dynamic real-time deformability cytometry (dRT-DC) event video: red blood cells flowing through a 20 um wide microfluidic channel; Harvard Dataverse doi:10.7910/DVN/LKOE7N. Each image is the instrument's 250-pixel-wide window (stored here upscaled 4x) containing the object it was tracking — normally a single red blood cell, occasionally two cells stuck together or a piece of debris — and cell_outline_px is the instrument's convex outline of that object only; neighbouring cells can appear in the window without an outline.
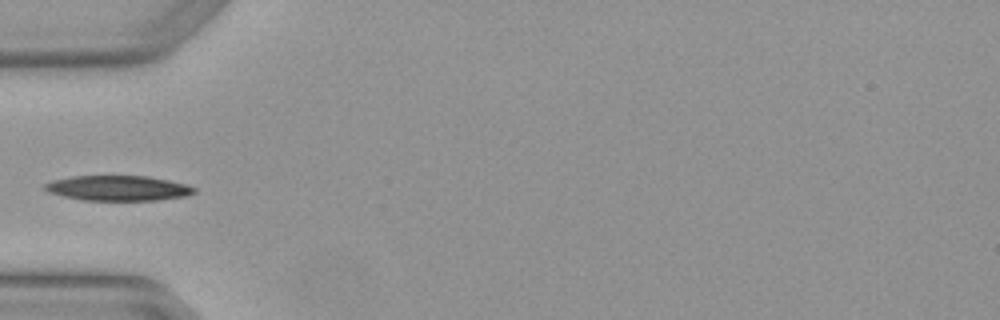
{"species": "Egyptian fruit bat (a non-hibernating species)", "species_latin": "Rousettus aegyptiacus", "temperature_condition": "warm", "stored_images_in_passage": 5, "camera_frame_rate_fps": 3000, "um_per_image_px": 0.085, "animal": {"sex": "female"}, "frame": {"image": 1, "passage_image": 4, "time_ms": 1.0, "image_size_px": [1000, 320], "cell_outline_px": [[196, 192], [188, 196], [156, 200], [80, 200], [48, 192], [44, 188], [44, 184], [52, 180], [72, 176], [148, 176], [168, 180], [184, 184], [196, 188]], "centroid_in_image_um": [10.03, 15.99], "position_along_channel_um": 75.0, "area_um2": 21.85}}
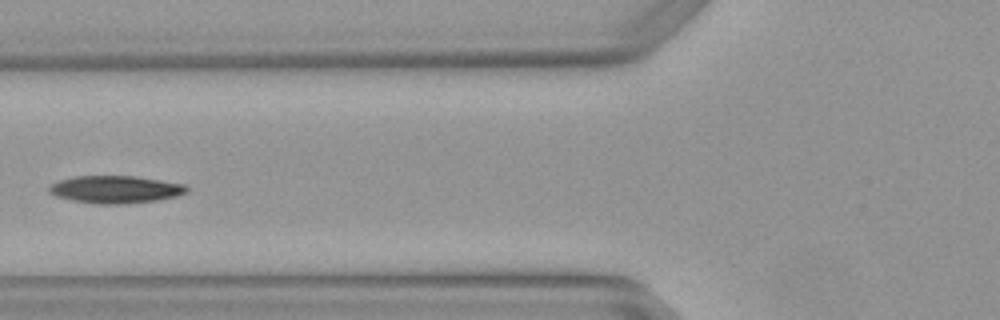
{"frame": {"image": 2, "passage_image": 5, "time_ms": 1.333, "image_size_px": [1000, 320], "cell_outline_px": [[188, 192], [176, 196], [160, 200], [124, 204], [92, 204], [72, 200], [56, 196], [48, 192], [48, 184], [72, 176], [136, 176], [184, 184], [188, 188]], "centroid_in_image_um": [9.78, 16.1], "position_along_channel_um": 116.0, "area_um2": 22.31}}